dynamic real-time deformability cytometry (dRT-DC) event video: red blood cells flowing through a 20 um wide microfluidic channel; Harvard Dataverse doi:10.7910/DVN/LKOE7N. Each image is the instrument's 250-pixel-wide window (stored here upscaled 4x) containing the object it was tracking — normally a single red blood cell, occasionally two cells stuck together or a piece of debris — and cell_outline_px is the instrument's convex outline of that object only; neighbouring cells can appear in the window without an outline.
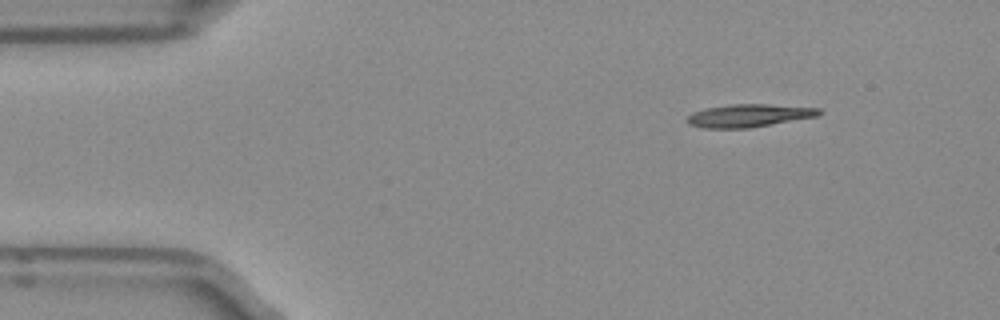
{"species": "Egyptian fruit bat (a non-hibernating species)", "species_latin": "Rousettus aegyptiacus", "temperature_condition": "room temperature", "stored_images_in_passage": 46, "segment_of_instrument_passage": [1, 2], "camera_frame_rate_fps": 3000, "um_per_image_px": 0.085, "frame": {"image": 1, "passage_image": 1, "time_ms": 0.0, "image_size_px": [1000, 320], "cell_outline_px": [[824, 112], [816, 116], [748, 128], [704, 128], [688, 124], [684, 120], [692, 112], [708, 108], [732, 104], [764, 104], [820, 108]], "centroid_in_image_um": [63.62, 9.82], "position_along_channel_um": 21.4, "area_um2": 17.4}}
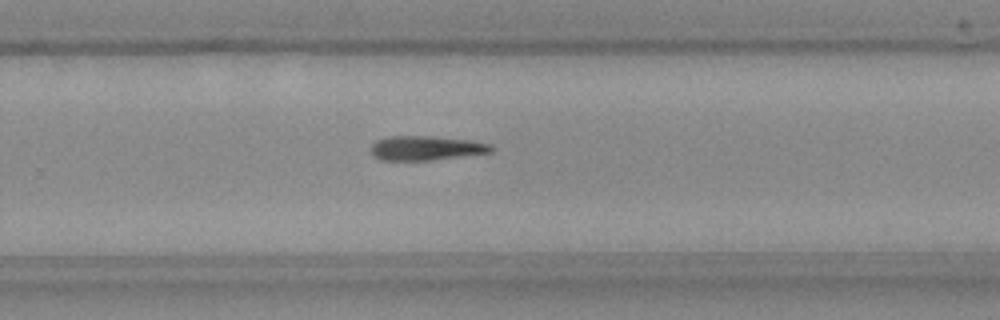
{"frame": {"image": 2, "passage_image": 27, "time_ms": 8.667, "image_size_px": [1000, 320], "cell_outline_px": [[496, 148], [492, 152], [428, 160], [380, 160], [372, 152], [372, 144], [376, 140], [388, 136], [432, 136], [468, 140], [492, 144]], "centroid_in_image_um": [36.24, 12.57], "position_along_channel_um": 293.6, "area_um2": 16.94}}
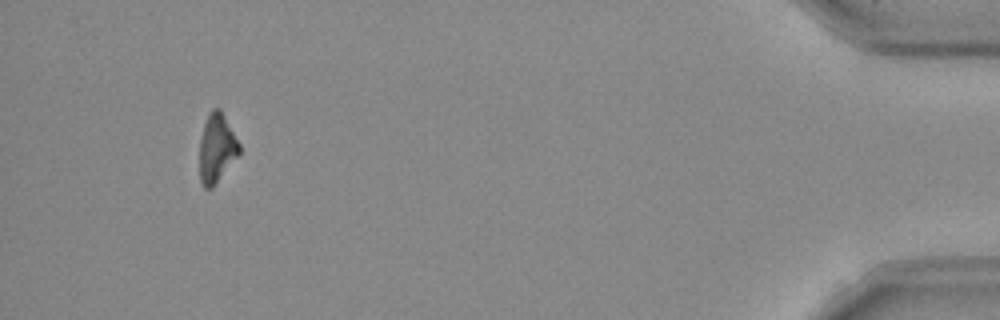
{"frame": {"image": 3, "passage_image": 42, "time_ms": 13.667, "image_size_px": [1000, 320], "cell_outline_px": [[240, 152], [212, 188], [204, 188], [200, 180], [200, 140], [204, 124], [208, 112], [212, 108], [220, 108], [240, 144]], "centroid_in_image_um": [18.41, 12.57], "position_along_channel_um": 416.8, "area_um2": 15.72}}